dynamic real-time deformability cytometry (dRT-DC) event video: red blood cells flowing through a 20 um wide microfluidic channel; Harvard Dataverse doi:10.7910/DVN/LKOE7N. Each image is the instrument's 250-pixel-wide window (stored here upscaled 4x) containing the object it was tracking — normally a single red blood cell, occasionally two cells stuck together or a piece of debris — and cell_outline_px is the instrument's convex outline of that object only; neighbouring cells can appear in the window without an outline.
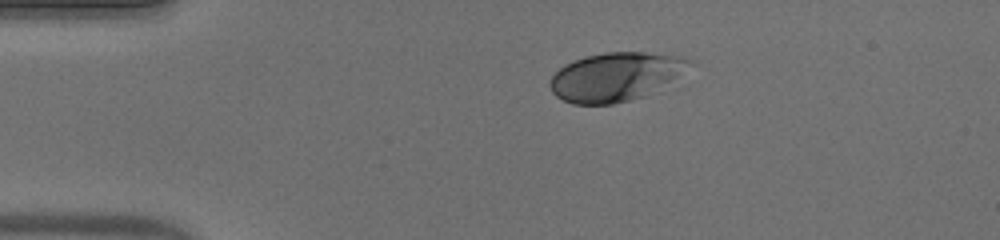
{"species": "human", "species_latin": "Homo sapiens", "temperature_condition": "warm", "stored_images_in_passage": 43, "camera_frame_rate_fps": 3000, "um_per_image_px": 0.085, "donor": {"sex": "male"}, "frame": {"image": 1, "passage_image": 1, "time_ms": 0.0, "image_size_px": [1000, 240], "cell_outline_px": [[696, 64], [644, 96], [612, 104], [572, 104], [556, 96], [552, 92], [548, 84], [552, 76], [564, 64], [588, 56], [604, 52], [644, 52], [680, 56], [692, 60]], "centroid_in_image_um": [52.3, 6.51], "position_along_channel_um": 32.7, "area_um2": 39.13}}
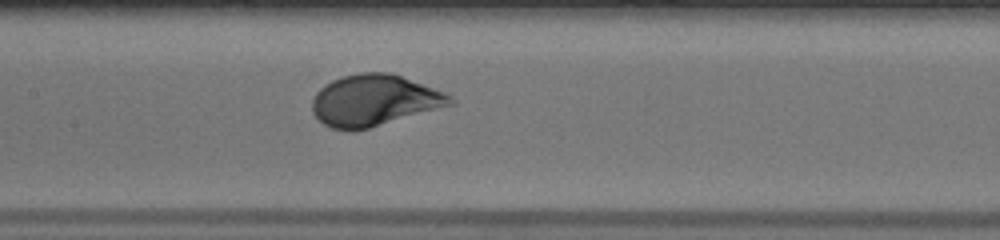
{"frame": {"image": 2, "passage_image": 16, "time_ms": 5.0, "image_size_px": [1000, 240], "cell_outline_px": [[456, 104], [368, 128], [332, 128], [324, 124], [312, 112], [312, 100], [316, 92], [320, 88], [332, 80], [344, 76], [360, 72], [392, 72], [444, 92], [452, 96]], "centroid_in_image_um": [31.84, 8.5], "position_along_channel_um": 175.6, "area_um2": 40.81}}
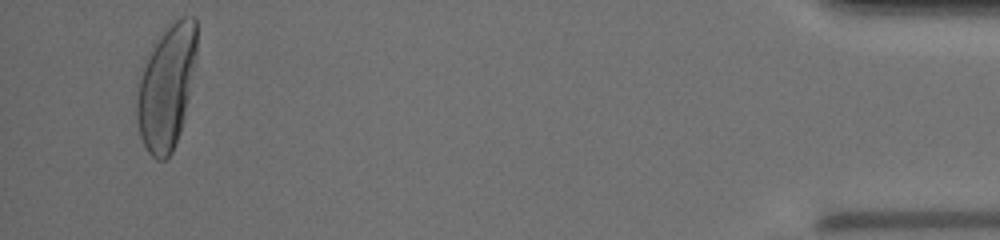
{"frame": {"image": 3, "passage_image": 41, "time_ms": 13.333, "image_size_px": [1000, 240], "cell_outline_px": [[196, 56], [184, 120], [180, 132], [172, 152], [164, 160], [156, 160], [148, 152], [140, 136], [136, 116], [136, 100], [140, 80], [148, 56], [152, 48], [160, 36], [172, 20], [180, 16], [192, 16], [196, 20]], "centroid_in_image_um": [14.16, 7.41], "position_along_channel_um": 421.0, "area_um2": 42.89}, "authors_computed_cell_mechanics": {"area_um2": 40.5756, "velocity_mm_per_s": 3.8706, "shape_relaxation_time_tau1_ms": 2.5924, "shape_relaxation_time_tau2_ms": null, "deformation_change_tau1": 0.1747, "deformation_change_tau2": null}}